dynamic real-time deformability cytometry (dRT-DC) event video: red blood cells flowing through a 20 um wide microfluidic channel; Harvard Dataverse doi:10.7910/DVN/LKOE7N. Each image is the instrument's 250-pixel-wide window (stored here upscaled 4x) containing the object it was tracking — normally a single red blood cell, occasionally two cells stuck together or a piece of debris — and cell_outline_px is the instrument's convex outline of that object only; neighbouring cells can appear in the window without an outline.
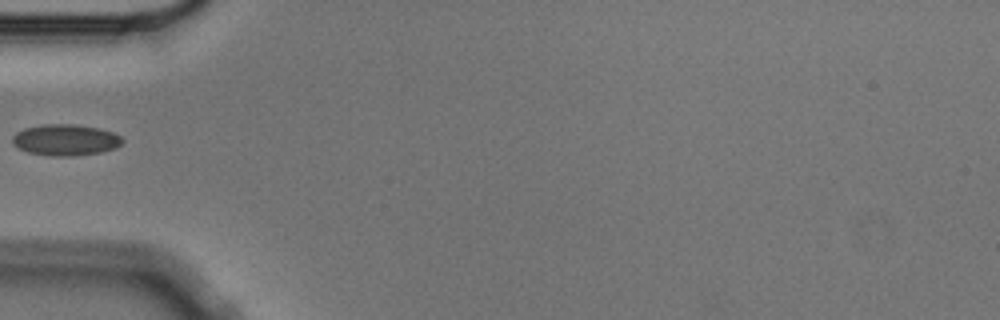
{"species": "Egyptian fruit bat (a non-hibernating species)", "species_latin": "Rousettus aegyptiacus", "temperature_condition": "cold", "stored_images_in_passage": 5, "camera_frame_rate_fps": 3000, "um_per_image_px": 0.085, "animal": {"sex": "male"}, "frame": {"image": 1, "passage_image": 5, "time_ms": 1.333, "image_size_px": [1000, 320], "cell_outline_px": [[124, 140], [116, 148], [100, 152], [72, 156], [52, 156], [28, 152], [16, 148], [12, 144], [12, 136], [16, 132], [24, 128], [44, 124], [76, 124], [100, 128], [112, 132], [120, 136]], "centroid_in_image_um": [5.54, 11.89], "position_along_channel_um": 79.5, "area_um2": 20.17}}